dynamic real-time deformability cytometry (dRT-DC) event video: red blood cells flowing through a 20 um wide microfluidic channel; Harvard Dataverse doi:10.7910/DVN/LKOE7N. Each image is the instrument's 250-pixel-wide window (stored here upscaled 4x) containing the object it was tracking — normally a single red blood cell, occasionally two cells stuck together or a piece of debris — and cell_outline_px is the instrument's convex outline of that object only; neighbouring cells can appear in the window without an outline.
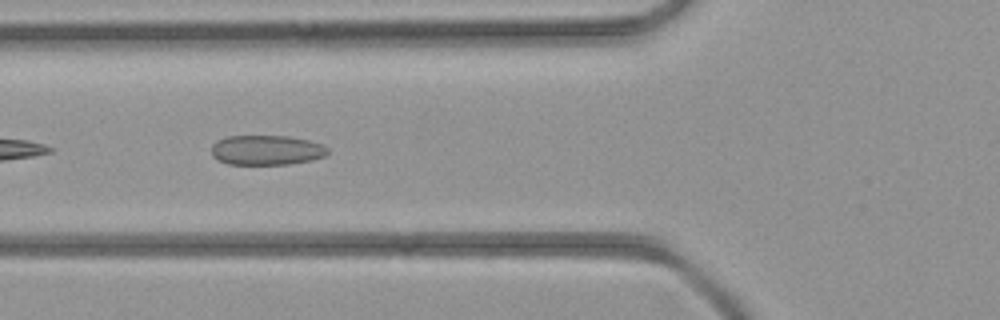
{"species": "common noctule bat (a hibernating species)", "species_latin": "Nyctalus noctula", "temperature_condition": "room temperature", "stored_images_in_passage": 10, "camera_frame_rate_fps": 3000, "um_per_image_px": 0.085, "animal": {"sex": "female", "body_mass_g": 21.9}, "frame": {"image": 1, "passage_image": 6, "time_ms": 1.667, "image_size_px": [1000, 320], "cell_outline_px": [[328, 152], [324, 156], [312, 160], [288, 164], [228, 164], [216, 160], [212, 156], [212, 144], [216, 140], [228, 136], [288, 136], [308, 140], [324, 144], [328, 148]], "centroid_in_image_um": [22.64, 12.75], "position_along_channel_um": 103.2, "area_um2": 20.35}}